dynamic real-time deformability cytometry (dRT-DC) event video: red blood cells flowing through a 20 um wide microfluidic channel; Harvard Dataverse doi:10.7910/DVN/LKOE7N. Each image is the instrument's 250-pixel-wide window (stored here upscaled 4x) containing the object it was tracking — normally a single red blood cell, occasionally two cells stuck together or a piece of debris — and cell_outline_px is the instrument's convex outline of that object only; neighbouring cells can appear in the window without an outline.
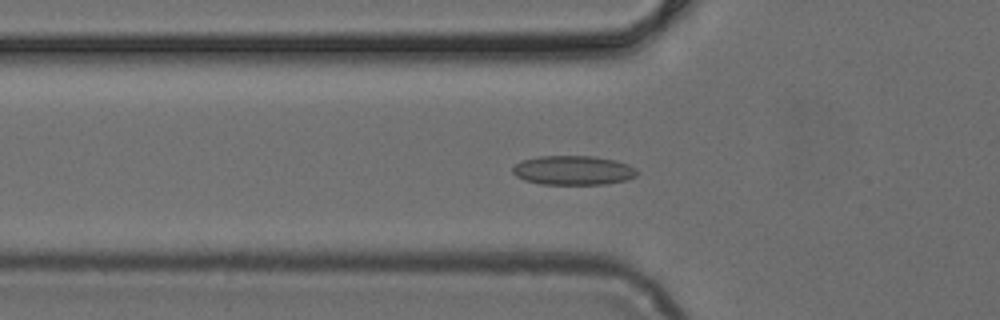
{"species": "common noctule bat (a hibernating species)", "species_latin": "Nyctalus noctula", "temperature_condition": "cold", "stored_images_in_passage": 51, "camera_frame_rate_fps": 3000, "um_per_image_px": 0.085, "animal": {"sex": "female", "body_mass_g": 24.6, "forearm_length_mm": 56.2}, "frame": {"image": 1, "passage_image": 17, "time_ms": 5.333, "image_size_px": [1000, 320], "cell_outline_px": [[640, 172], [636, 176], [628, 180], [604, 184], [540, 184], [524, 180], [516, 176], [512, 172], [512, 168], [520, 160], [540, 156], [592, 156], [616, 160], [628, 164], [636, 168]], "centroid_in_image_um": [48.74, 14.47], "position_along_channel_um": 77.1, "area_um2": 21.44}}
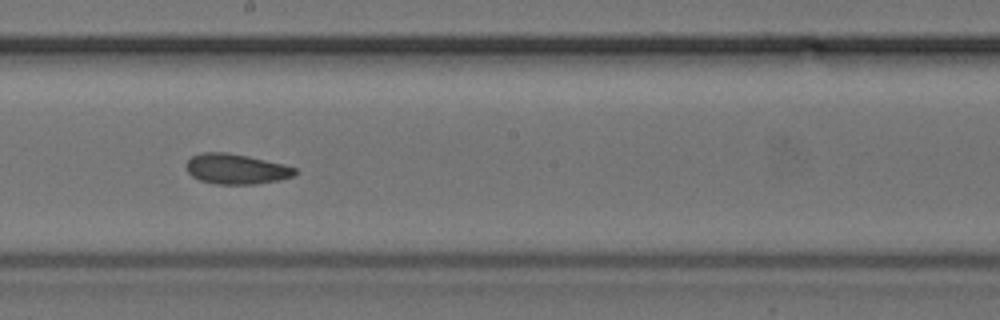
{"frame": {"image": 2, "passage_image": 28, "time_ms": 9.0, "image_size_px": [1000, 320], "cell_outline_px": [[300, 172], [292, 176], [280, 180], [256, 184], [216, 184], [200, 180], [192, 176], [188, 172], [184, 164], [192, 156], [204, 152], [228, 152], [248, 156], [284, 164], [296, 168]], "centroid_in_image_um": [20.09, 14.36], "position_along_channel_um": 228.1, "area_um2": 19.31}}
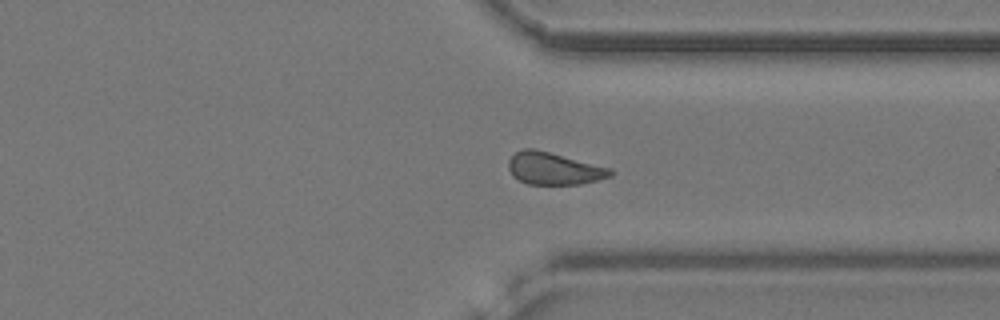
{"frame": {"image": 3, "passage_image": 38, "time_ms": 12.333, "image_size_px": [1000, 320], "cell_outline_px": [[616, 172], [612, 176], [580, 184], [528, 184], [512, 176], [508, 168], [508, 160], [516, 152], [524, 148], [532, 148], [612, 168]], "centroid_in_image_um": [47.09, 14.33], "position_along_channel_um": 364.3, "area_um2": 19.07}}